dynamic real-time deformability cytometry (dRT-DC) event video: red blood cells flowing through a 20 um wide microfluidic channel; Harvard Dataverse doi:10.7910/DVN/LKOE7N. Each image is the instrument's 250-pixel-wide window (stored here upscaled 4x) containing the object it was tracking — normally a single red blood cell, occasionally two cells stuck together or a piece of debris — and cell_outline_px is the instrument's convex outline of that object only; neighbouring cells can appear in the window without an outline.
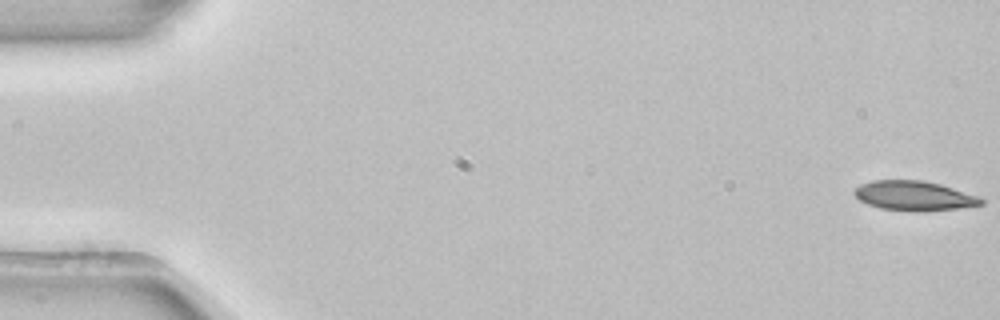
{"species": "common noctule bat (a hibernating species)", "species_latin": "Nyctalus noctula", "temperature_condition": "room temperature", "stored_images_in_passage": 51, "camera_frame_rate_fps": 3000, "um_per_image_px": 0.085, "animal": {"sex": "female", "body_mass_g": 22.7, "forearm_length_mm": 54.2}, "frame": {"image": 1, "passage_image": 1, "time_ms": 0.0, "image_size_px": [1000, 320], "cell_outline_px": [[984, 204], [956, 208], [924, 212], [912, 212], [880, 208], [868, 204], [860, 200], [852, 192], [860, 184], [872, 180], [924, 180], [940, 184], [980, 196], [984, 200]], "centroid_in_image_um": [77.7, 16.64], "position_along_channel_um": 7.3, "area_um2": 22.08}}
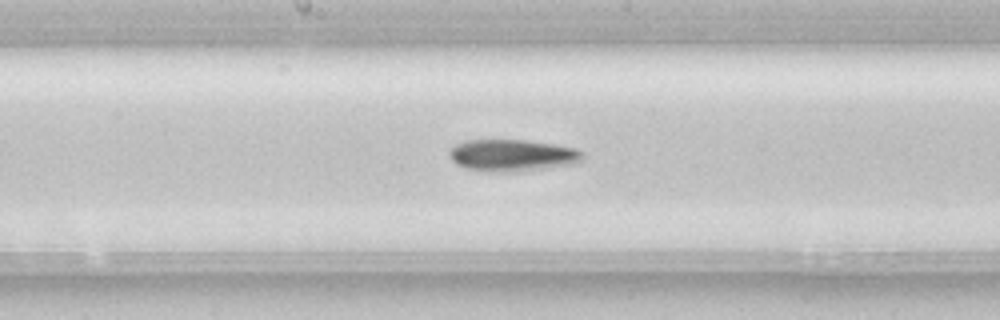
{"frame": {"image": 2, "passage_image": 28, "time_ms": 9.0, "image_size_px": [1000, 320], "cell_outline_px": [[584, 160], [576, 164], [512, 172], [464, 168], [456, 164], [448, 156], [448, 152], [456, 144], [464, 140], [524, 140], [556, 144], [576, 148], [584, 152]], "centroid_in_image_um": [43.59, 13.19], "position_along_channel_um": 204.6, "area_um2": 24.8}}
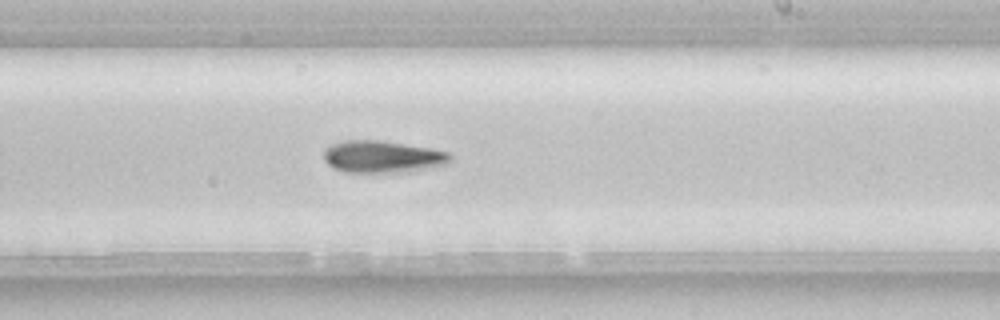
{"frame": {"image": 3, "passage_image": 32, "time_ms": 10.333, "image_size_px": [1000, 320], "cell_outline_px": [[452, 164], [408, 172], [348, 172], [332, 168], [324, 160], [324, 152], [332, 144], [344, 140], [376, 140], [432, 148], [448, 152], [452, 156]], "centroid_in_image_um": [32.58, 13.33], "position_along_channel_um": 256.4, "area_um2": 23.81}}